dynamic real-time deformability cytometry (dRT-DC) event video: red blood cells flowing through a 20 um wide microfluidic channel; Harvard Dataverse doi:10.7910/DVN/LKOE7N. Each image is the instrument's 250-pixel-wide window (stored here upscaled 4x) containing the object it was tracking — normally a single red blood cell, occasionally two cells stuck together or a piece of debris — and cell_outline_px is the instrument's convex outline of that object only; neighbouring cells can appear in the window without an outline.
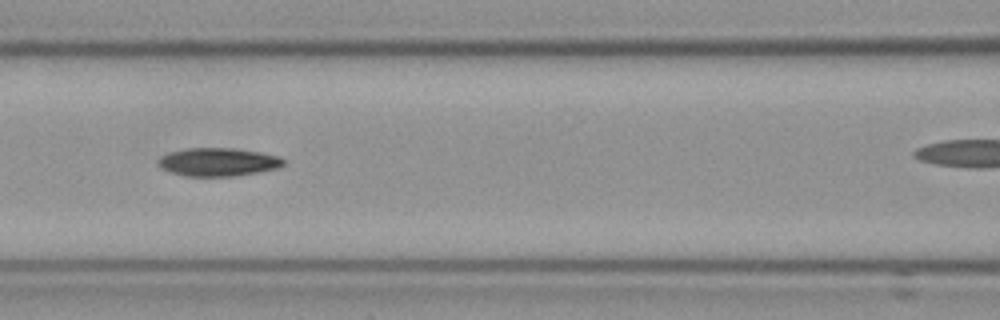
{"species": "Egyptian fruit bat (a non-hibernating species)", "species_latin": "Rousettus aegyptiacus", "temperature_condition": "cold", "stored_images_in_passage": 30, "camera_frame_rate_fps": 3000, "um_per_image_px": 0.085, "frame": {"image": 1, "passage_image": 9, "time_ms": 2.667, "image_size_px": [1000, 320], "cell_outline_px": [[284, 164], [276, 168], [256, 172], [232, 176], [188, 176], [172, 172], [160, 168], [156, 160], [160, 156], [168, 152], [188, 148], [232, 148], [260, 152], [280, 156], [284, 160]], "centroid_in_image_um": [18.49, 13.76], "position_along_channel_um": 148.1, "area_um2": 20.52}}